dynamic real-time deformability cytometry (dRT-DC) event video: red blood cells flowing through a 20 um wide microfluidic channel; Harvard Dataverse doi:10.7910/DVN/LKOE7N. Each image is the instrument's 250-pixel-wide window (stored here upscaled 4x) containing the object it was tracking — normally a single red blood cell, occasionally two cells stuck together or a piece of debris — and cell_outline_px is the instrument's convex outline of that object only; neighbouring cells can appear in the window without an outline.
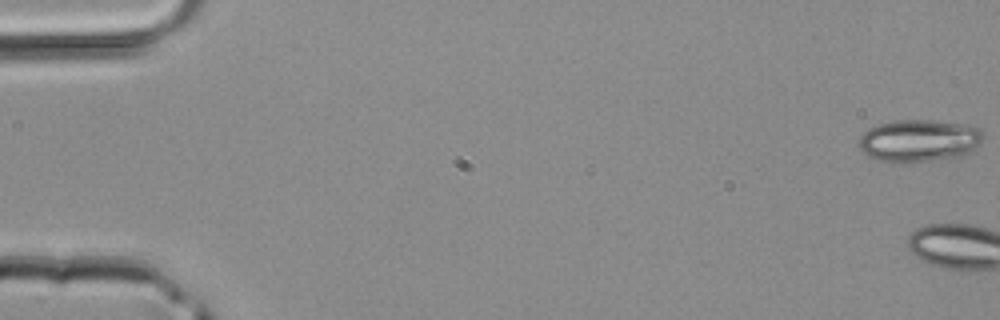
{"species": "common noctule bat (a hibernating species)", "species_latin": "Nyctalus noctula", "temperature_condition": "room temperature", "stored_images_in_passage": 4, "camera_frame_rate_fps": 3000, "um_per_image_px": 0.085, "animal": {"sex": "male", "body_mass_g": 20.4}, "frame": {"image": 1, "passage_image": 1, "time_ms": 0.0, "image_size_px": [1000, 320], "cell_outline_px": [[984, 140], [976, 148], [960, 156], [928, 160], [876, 160], [868, 156], [860, 148], [860, 136], [868, 128], [876, 124], [896, 120], [928, 120], [964, 124], [980, 128], [984, 132]], "centroid_in_image_um": [78.15, 11.91], "position_along_channel_um": 6.8, "area_um2": 30.11}}